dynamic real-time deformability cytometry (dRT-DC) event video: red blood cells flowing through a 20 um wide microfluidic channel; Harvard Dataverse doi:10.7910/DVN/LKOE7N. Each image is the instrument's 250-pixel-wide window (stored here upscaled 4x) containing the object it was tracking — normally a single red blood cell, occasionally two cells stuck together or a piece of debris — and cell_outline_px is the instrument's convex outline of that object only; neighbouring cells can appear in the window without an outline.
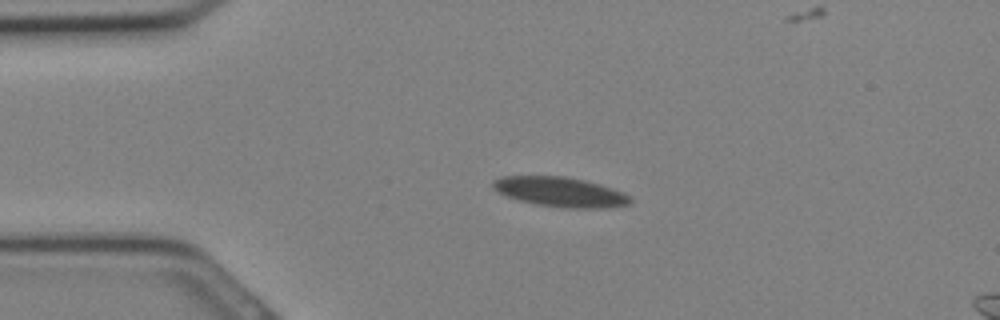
{"species": "Egyptian fruit bat (a non-hibernating species)", "species_latin": "Rousettus aegyptiacus", "temperature_condition": "cold", "stored_images_in_passage": 27, "camera_frame_rate_fps": 3000, "um_per_image_px": 0.085, "animal": {"sex": "female"}, "frame": {"image": 1, "passage_image": 1, "time_ms": 0.0, "image_size_px": [1000, 320], "cell_outline_px": [[632, 200], [628, 204], [608, 208], [564, 208], [536, 204], [520, 200], [508, 196], [492, 188], [492, 180], [500, 176], [564, 176], [584, 180], [600, 184], [612, 188], [632, 196]], "centroid_in_image_um": [47.64, 16.31], "position_along_channel_um": 37.4, "area_um2": 23.81}}
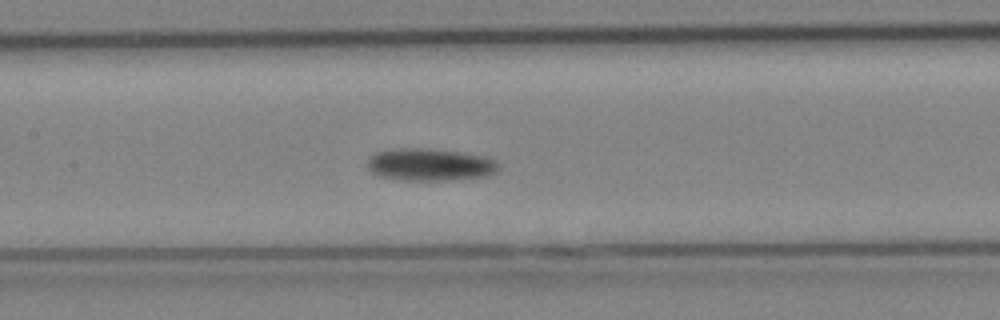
{"frame": {"image": 2, "passage_image": 9, "time_ms": 2.667, "image_size_px": [1000, 320], "cell_outline_px": [[500, 164], [496, 172], [488, 176], [444, 180], [404, 180], [380, 176], [372, 172], [368, 168], [368, 160], [376, 152], [400, 148], [428, 148], [460, 152], [488, 156], [496, 160]], "centroid_in_image_um": [36.6, 13.98], "position_along_channel_um": 170.8, "area_um2": 24.74}}
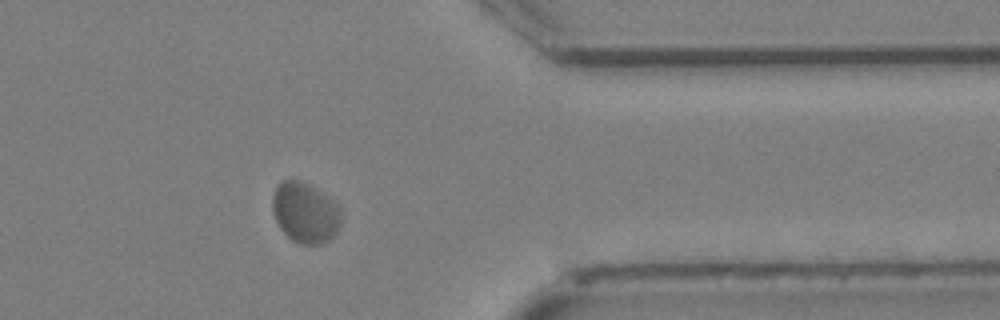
{"frame": {"image": 3, "passage_image": 20, "time_ms": 6.333, "image_size_px": [1000, 320], "cell_outline_px": [[340, 224], [336, 232], [328, 240], [320, 244], [300, 244], [292, 240], [280, 228], [276, 220], [272, 208], [272, 196], [276, 184], [284, 180], [300, 180], [308, 184], [336, 204], [340, 208]], "centroid_in_image_um": [25.9, 18.07], "position_along_channel_um": 385.5, "area_um2": 23.87}}